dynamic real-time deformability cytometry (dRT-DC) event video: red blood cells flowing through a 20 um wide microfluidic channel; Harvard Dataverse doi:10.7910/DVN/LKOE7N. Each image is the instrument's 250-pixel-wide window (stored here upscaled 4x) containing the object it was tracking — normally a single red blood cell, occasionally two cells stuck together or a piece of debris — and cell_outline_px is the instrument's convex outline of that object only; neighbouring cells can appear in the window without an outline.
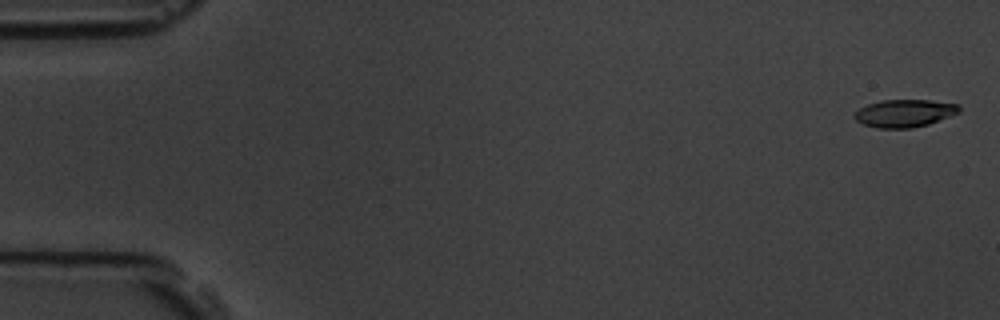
{"species": "common noctule bat (a hibernating species)", "species_latin": "Nyctalus noctula", "temperature_condition": "room temperature", "stored_images_in_passage": 5, "camera_frame_rate_fps": 3000, "um_per_image_px": 0.085, "animal": {"sex": "male", "body_mass_g": 19.5, "forearm_length_mm": 54.6}, "frame": {"image": 1, "passage_image": 5, "time_ms": 5.667, "image_size_px": [1000, 320], "cell_outline_px": [[960, 112], [928, 124], [912, 128], [876, 128], [864, 124], [856, 120], [856, 112], [860, 108], [868, 104], [880, 100], [928, 100], [960, 104]], "centroid_in_image_um": [76.91, 9.62], "position_along_channel_um": 8.1, "area_um2": 16.7}}